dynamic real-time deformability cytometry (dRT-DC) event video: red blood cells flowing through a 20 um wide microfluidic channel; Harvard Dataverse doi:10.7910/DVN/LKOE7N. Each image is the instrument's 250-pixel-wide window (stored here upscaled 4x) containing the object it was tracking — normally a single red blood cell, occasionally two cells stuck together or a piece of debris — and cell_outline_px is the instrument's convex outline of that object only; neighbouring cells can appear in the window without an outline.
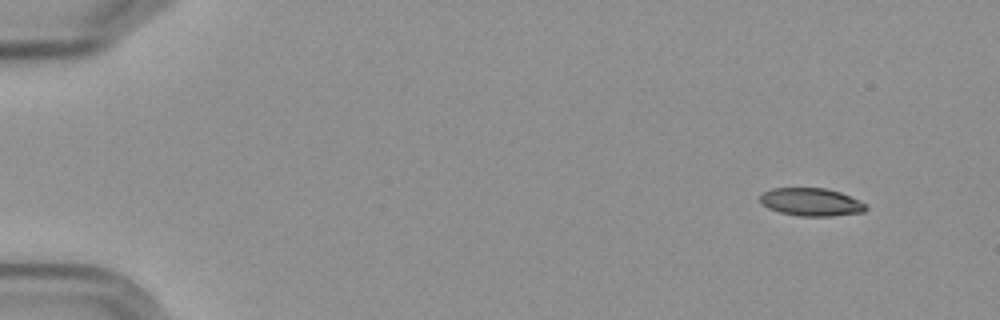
{"species": "Egyptian fruit bat (a non-hibernating species)", "species_latin": "Rousettus aegyptiacus", "temperature_condition": "cold", "stored_images_in_passage": 4, "camera_frame_rate_fps": 3000, "um_per_image_px": 0.085, "frame": {"image": 1, "passage_image": 4, "time_ms": 4.333, "image_size_px": [1000, 320], "cell_outline_px": [[868, 208], [864, 212], [832, 216], [800, 216], [780, 212], [768, 208], [760, 200], [760, 196], [764, 192], [772, 188], [824, 188], [840, 192], [860, 200]], "centroid_in_image_um": [68.97, 17.17], "position_along_channel_um": 16.0, "area_um2": 17.11}}